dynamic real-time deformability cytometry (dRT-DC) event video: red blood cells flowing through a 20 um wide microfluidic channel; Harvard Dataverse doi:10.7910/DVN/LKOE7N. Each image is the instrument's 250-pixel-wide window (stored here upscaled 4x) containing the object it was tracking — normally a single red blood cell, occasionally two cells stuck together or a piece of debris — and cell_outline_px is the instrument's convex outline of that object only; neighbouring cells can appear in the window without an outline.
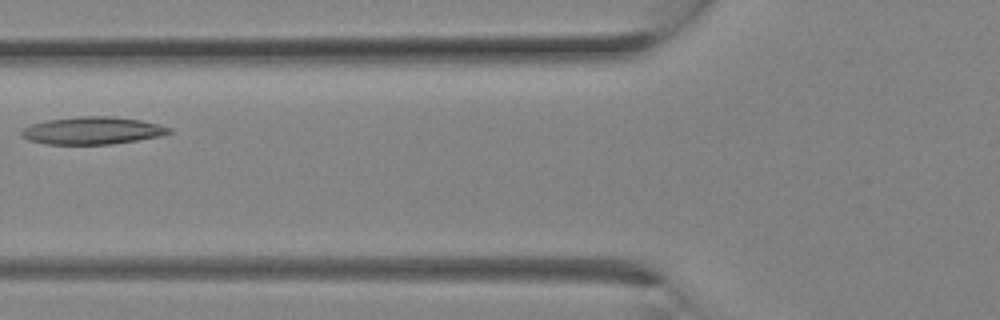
{"species": "Egyptian fruit bat (a non-hibernating species)", "species_latin": "Rousettus aegyptiacus", "temperature_condition": "room temperature", "stored_images_in_passage": 10, "camera_frame_rate_fps": 3000, "um_per_image_px": 0.085, "animal": {"sex": "female"}, "frame": {"image": 1, "passage_image": 4, "time_ms": 1.0, "image_size_px": [1000, 320], "cell_outline_px": [[172, 132], [160, 136], [112, 144], [44, 144], [28, 140], [20, 136], [20, 132], [24, 128], [32, 124], [44, 120], [80, 116], [112, 116], [140, 120], [172, 128]], "centroid_in_image_um": [7.81, 11.1], "position_along_channel_um": 118.0, "area_um2": 23.64}}
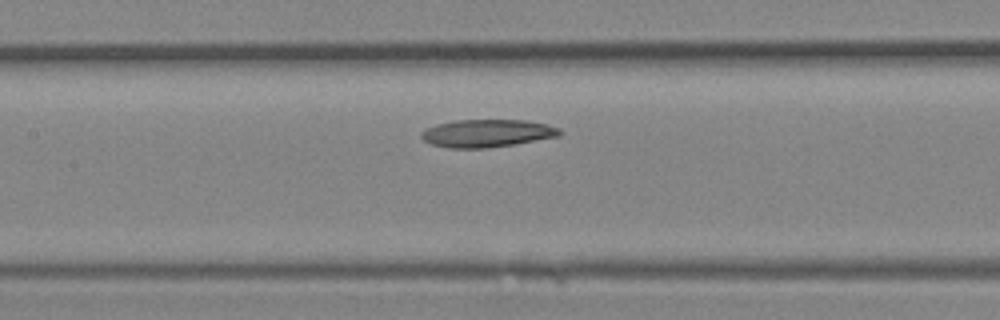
{"frame": {"image": 2, "passage_image": 6, "time_ms": 1.667, "image_size_px": [1000, 320], "cell_outline_px": [[564, 132], [560, 136], [512, 144], [484, 148], [448, 148], [432, 144], [424, 140], [420, 136], [420, 132], [424, 128], [436, 124], [456, 120], [524, 120], [548, 124], [560, 128]], "centroid_in_image_um": [41.39, 11.32], "position_along_channel_um": 166.0, "area_um2": 22.43}}
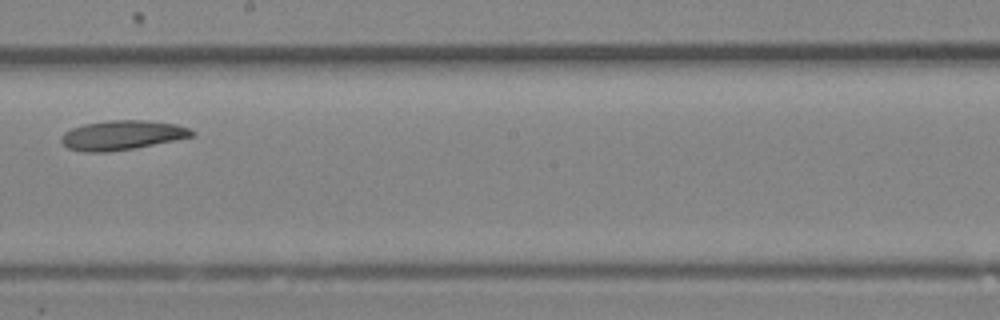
{"frame": {"image": 3, "passage_image": 9, "time_ms": 2.667, "image_size_px": [1000, 320], "cell_outline_px": [[196, 132], [192, 136], [132, 148], [104, 152], [84, 152], [68, 148], [60, 140], [60, 136], [64, 132], [72, 128], [84, 124], [108, 120], [144, 120], [176, 124], [188, 128]], "centroid_in_image_um": [10.32, 11.48], "position_along_channel_um": 237.9, "area_um2": 22.08}}